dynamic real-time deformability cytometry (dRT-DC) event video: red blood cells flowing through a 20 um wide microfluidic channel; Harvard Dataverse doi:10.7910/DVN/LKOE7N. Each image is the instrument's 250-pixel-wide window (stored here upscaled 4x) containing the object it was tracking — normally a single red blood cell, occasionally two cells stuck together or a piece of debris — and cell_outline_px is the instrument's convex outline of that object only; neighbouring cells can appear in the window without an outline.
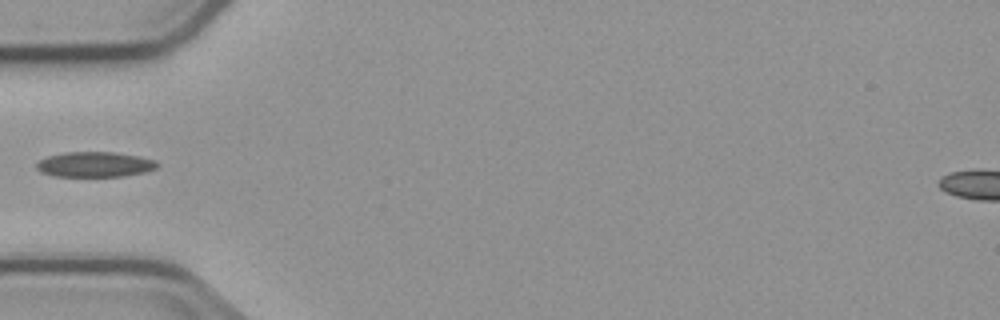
{"species": "common noctule bat (a hibernating species)", "species_latin": "Nyctalus noctula", "temperature_condition": "cold", "stored_images_in_passage": 4, "camera_frame_rate_fps": 3000, "um_per_image_px": 0.085, "animal": {"sex": "male", "body_mass_g": 23.1, "forearm_length_mm": 52.7}, "frame": {"image": 1, "passage_image": 3, "time_ms": 2.667, "image_size_px": [1000, 320], "cell_outline_px": [[160, 164], [156, 168], [144, 172], [124, 176], [56, 176], [40, 172], [36, 168], [36, 164], [40, 160], [48, 156], [64, 152], [112, 152], [136, 156], [156, 160]], "centroid_in_image_um": [8.05, 13.97], "position_along_channel_um": 76.9, "area_um2": 17.63}}
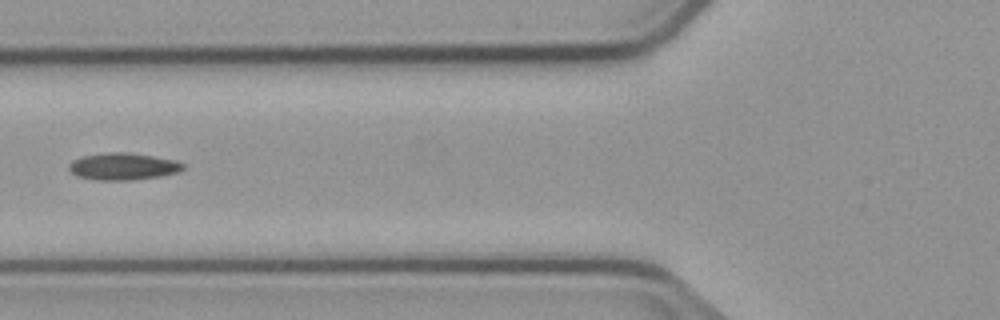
{"frame": {"image": 2, "passage_image": 4, "time_ms": 3.667, "image_size_px": [1000, 320], "cell_outline_px": [[184, 168], [176, 172], [160, 176], [132, 180], [100, 180], [76, 176], [68, 168], [68, 164], [72, 160], [84, 156], [104, 152], [128, 152], [176, 160], [184, 164]], "centroid_in_image_um": [10.43, 14.14], "position_along_channel_um": 115.4, "area_um2": 17.92}}